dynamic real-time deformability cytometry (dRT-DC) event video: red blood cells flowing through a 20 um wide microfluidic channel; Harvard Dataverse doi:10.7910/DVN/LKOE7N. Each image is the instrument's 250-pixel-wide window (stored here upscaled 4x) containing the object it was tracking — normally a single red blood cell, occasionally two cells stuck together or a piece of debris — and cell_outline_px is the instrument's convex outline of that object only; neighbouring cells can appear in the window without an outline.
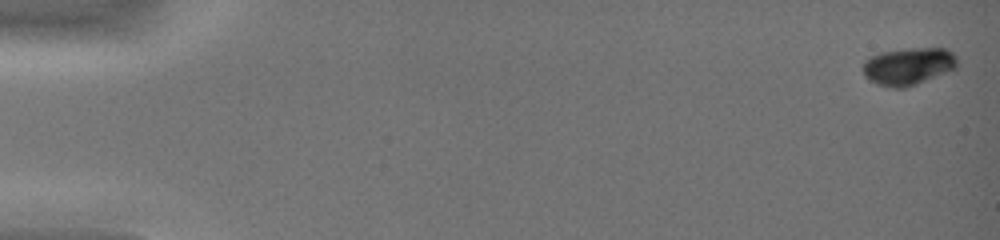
{"species": "common noctule bat (a hibernating species)", "species_latin": "Nyctalus noctula", "temperature_condition": "warm", "stored_images_in_passage": 46, "camera_frame_rate_fps": 3000, "um_per_image_px": 0.085, "animal": {"sex": "female", "body_mass_g": 19.0, "forearm_length_mm": 51.5}, "frame": {"image": 1, "passage_image": 2, "time_ms": 0.333, "image_size_px": [1000, 240], "cell_outline_px": [[956, 68], [916, 84], [904, 88], [888, 88], [876, 84], [868, 80], [864, 76], [864, 60], [880, 52], [912, 48], [944, 48], [952, 52], [956, 56]], "centroid_in_image_um": [77.18, 5.64], "position_along_channel_um": 7.8, "area_um2": 20.46}}
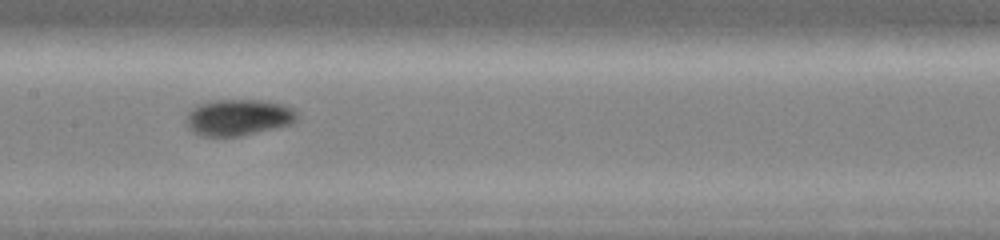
{"frame": {"image": 2, "passage_image": 26, "time_ms": 8.333, "image_size_px": [1000, 240], "cell_outline_px": [[296, 120], [292, 124], [240, 136], [200, 136], [192, 132], [188, 128], [184, 120], [188, 112], [192, 108], [200, 104], [212, 100], [268, 100], [284, 104], [292, 108], [296, 112]], "centroid_in_image_um": [20.23, 9.97], "position_along_channel_um": 187.2, "area_um2": 23.7}}
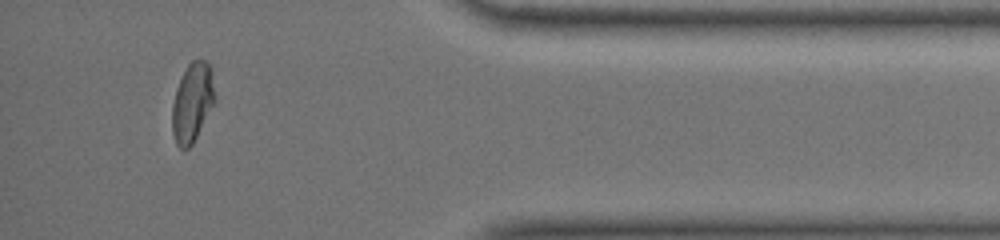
{"frame": {"image": 3, "passage_image": 43, "time_ms": 14.0, "image_size_px": [1000, 240], "cell_outline_px": [[216, 100], [192, 144], [188, 148], [180, 148], [176, 144], [172, 132], [172, 104], [176, 88], [188, 64], [192, 60], [204, 60], [212, 68]], "centroid_in_image_um": [16.36, 8.69], "position_along_channel_um": 418.8, "area_um2": 19.65}, "authors_computed_cell_mechanics": {"area_um2": 20.9525, "velocity_mm_per_s": 4.4479, "shape_relaxation_time_tau1_ms": 3.7389, "shape_relaxation_time_tau2_ms": null, "deformation_change_tau1": 0.1533, "deformation_change_tau2": null}}